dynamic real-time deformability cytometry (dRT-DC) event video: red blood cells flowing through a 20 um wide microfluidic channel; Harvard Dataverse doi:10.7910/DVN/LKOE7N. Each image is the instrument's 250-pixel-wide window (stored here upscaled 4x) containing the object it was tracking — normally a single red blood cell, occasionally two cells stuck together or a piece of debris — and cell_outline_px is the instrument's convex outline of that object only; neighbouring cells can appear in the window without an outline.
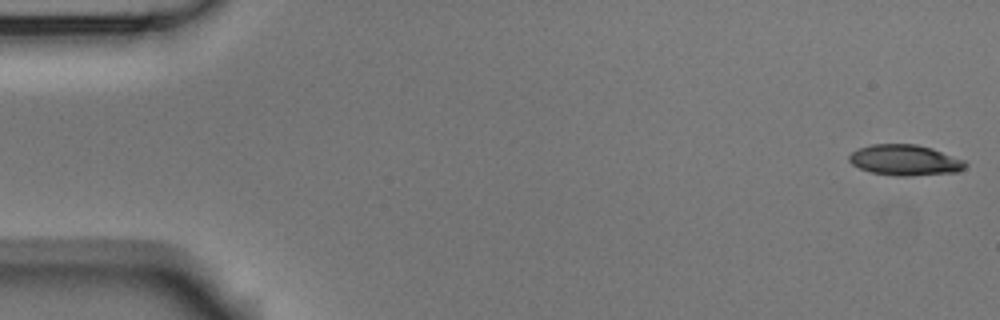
{"species": "Egyptian fruit bat (a non-hibernating species)", "species_latin": "Rousettus aegyptiacus", "temperature_condition": "room temperature", "stored_images_in_passage": 6, "camera_frame_rate_fps": 3000, "um_per_image_px": 0.085, "animal": {"sex": "male"}, "frame": {"image": 1, "passage_image": 1, "time_ms": 0.0, "image_size_px": [1000, 320], "cell_outline_px": [[968, 164], [964, 168], [956, 172], [908, 176], [896, 176], [872, 172], [860, 168], [852, 164], [848, 160], [848, 156], [856, 148], [872, 144], [916, 144], [932, 148], [964, 160]], "centroid_in_image_um": [76.9, 13.6], "position_along_channel_um": 8.1, "area_um2": 20.81}}